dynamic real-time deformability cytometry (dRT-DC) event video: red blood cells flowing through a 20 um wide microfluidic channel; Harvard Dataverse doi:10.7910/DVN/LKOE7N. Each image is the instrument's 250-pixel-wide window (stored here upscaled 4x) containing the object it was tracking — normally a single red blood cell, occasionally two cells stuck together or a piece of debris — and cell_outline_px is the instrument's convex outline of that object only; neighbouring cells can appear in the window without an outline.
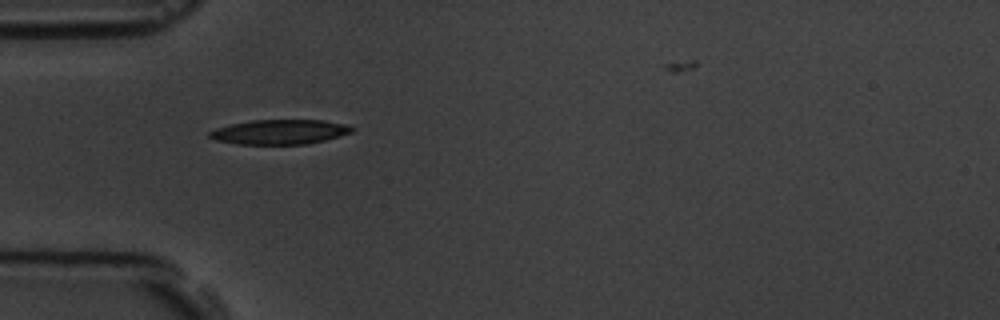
{"species": "common noctule bat (a hibernating species)", "species_latin": "Nyctalus noctula", "temperature_condition": "room temperature", "stored_images_in_passage": 2, "camera_frame_rate_fps": 3000, "um_per_image_px": 0.085, "animal": {"sex": "male", "body_mass_g": 19.5, "forearm_length_mm": 54.6}, "frame": {"image": 1, "passage_image": 1, "time_ms": 0.0, "image_size_px": [1000, 320], "cell_outline_px": [[356, 128], [352, 132], [340, 136], [308, 144], [236, 144], [216, 140], [208, 136], [208, 132], [216, 128], [232, 124], [252, 120], [324, 120], [344, 124]], "centroid_in_image_um": [23.78, 11.21], "position_along_channel_um": 61.2, "area_um2": 20.46}}
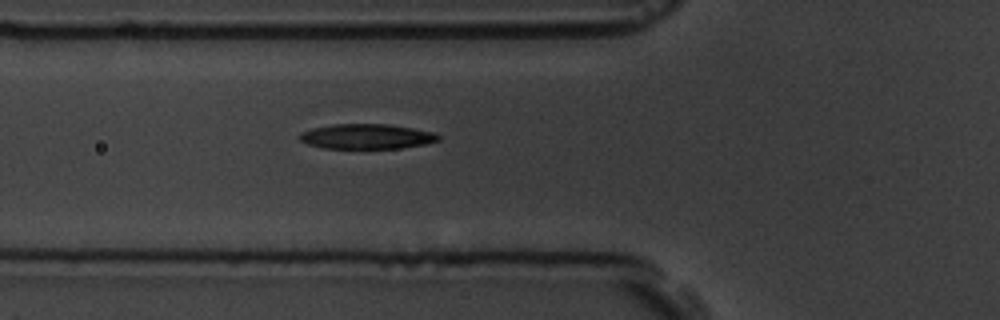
{"frame": {"image": 2, "passage_image": 2, "time_ms": 1.0, "image_size_px": [1000, 320], "cell_outline_px": [[440, 140], [424, 144], [400, 148], [324, 148], [308, 144], [300, 140], [300, 132], [312, 128], [336, 124], [388, 124], [436, 132], [440, 136]], "centroid_in_image_um": [31.19, 11.59], "position_along_channel_um": 94.6, "area_um2": 20.11}}